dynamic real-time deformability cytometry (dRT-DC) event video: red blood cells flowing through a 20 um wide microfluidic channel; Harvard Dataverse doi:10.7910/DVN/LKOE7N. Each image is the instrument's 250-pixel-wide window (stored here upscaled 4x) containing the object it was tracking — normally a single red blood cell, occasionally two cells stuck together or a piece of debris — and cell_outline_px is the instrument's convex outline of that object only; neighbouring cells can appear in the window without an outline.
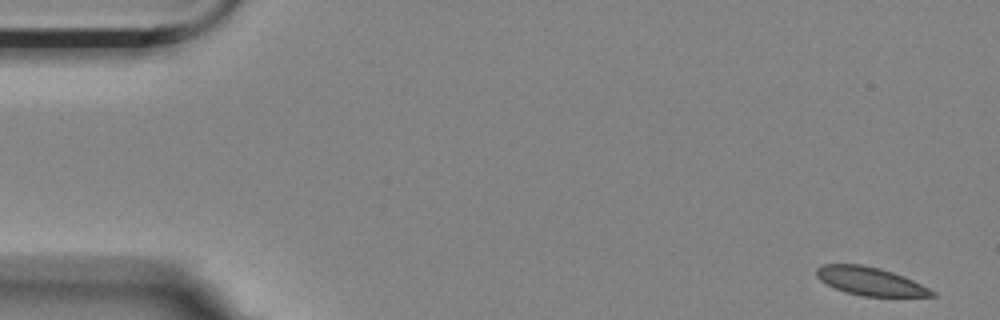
{"species": "Egyptian fruit bat (a non-hibernating species)", "species_latin": "Rousettus aegyptiacus", "temperature_condition": "room temperature", "stored_images_in_passage": 56, "camera_frame_rate_fps": 3000, "um_per_image_px": 0.085, "animal": {"sex": "female"}, "frame": {"image": 1, "passage_image": 1, "time_ms": 0.0, "image_size_px": [1000, 320], "cell_outline_px": [[936, 296], [864, 296], [844, 292], [820, 280], [816, 276], [816, 268], [824, 264], [860, 264], [880, 268], [904, 276], [936, 292]], "centroid_in_image_um": [73.95, 23.9], "position_along_channel_um": 11.1, "area_um2": 18.79}}
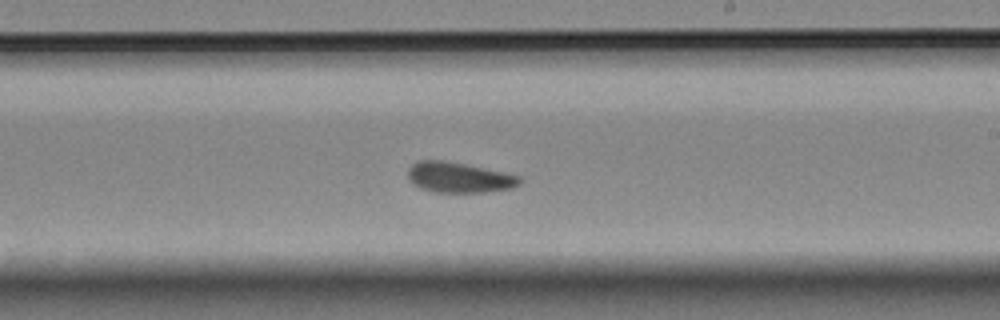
{"frame": {"image": 2, "passage_image": 32, "time_ms": 10.333, "image_size_px": [1000, 320], "cell_outline_px": [[524, 180], [520, 184], [512, 188], [484, 192], [432, 192], [420, 188], [412, 184], [408, 180], [408, 168], [412, 164], [420, 160], [444, 160], [504, 172], [520, 176]], "centroid_in_image_um": [39.0, 15.09], "position_along_channel_um": 250.0, "area_um2": 19.94}}
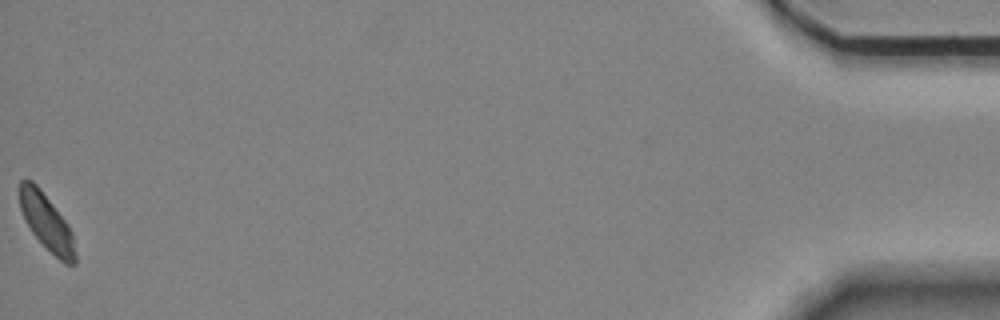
{"frame": {"image": 3, "passage_image": 56, "time_ms": 18.333, "image_size_px": [1000, 320], "cell_outline_px": [[76, 264], [64, 264], [32, 232], [20, 208], [20, 180], [24, 176], [32, 180], [40, 188], [68, 224], [72, 232], [76, 256]], "centroid_in_image_um": [3.97, 18.85], "position_along_channel_um": 431.2, "area_um2": 17.92}, "authors_computed_cell_mechanics": {"area_um2": 19.7676, "velocity_mm_per_s": 3.4738, "shape_relaxation_time_tau1_ms": null, "shape_relaxation_time_tau2_ms": 2.9779, "deformation_change_tau1": null, "deformation_change_tau2": 0.0719}}